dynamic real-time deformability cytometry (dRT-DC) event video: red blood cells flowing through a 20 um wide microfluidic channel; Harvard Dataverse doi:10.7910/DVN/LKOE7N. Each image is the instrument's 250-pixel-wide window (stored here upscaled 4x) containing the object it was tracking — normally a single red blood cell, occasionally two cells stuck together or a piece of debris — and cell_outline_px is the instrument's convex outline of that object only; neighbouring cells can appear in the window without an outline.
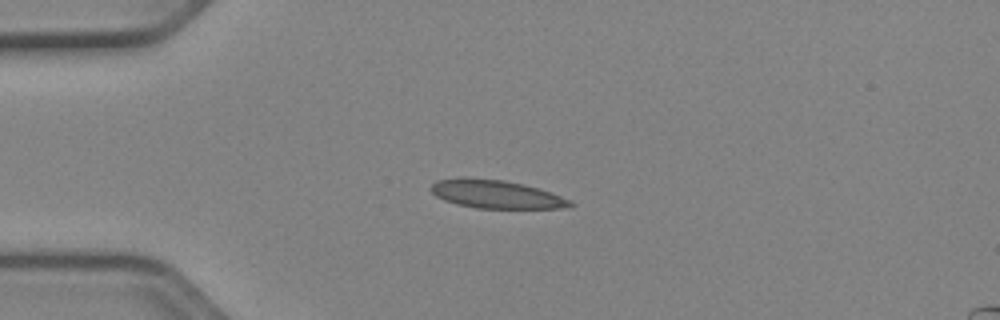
{"species": "Egyptian fruit bat (a non-hibernating species)", "species_latin": "Rousettus aegyptiacus", "temperature_condition": "cold", "stored_images_in_passage": 39, "camera_frame_rate_fps": 3000, "um_per_image_px": 0.085, "animal": {"sex": "female"}, "frame": {"image": 1, "passage_image": 1, "time_ms": 0.0, "image_size_px": [1000, 320], "cell_outline_px": [[576, 204], [560, 208], [476, 208], [456, 204], [444, 200], [436, 196], [428, 188], [436, 180], [464, 176], [504, 180], [524, 184], [572, 200]], "centroid_in_image_um": [42.09, 16.49], "position_along_channel_um": 42.9, "area_um2": 23.06}}
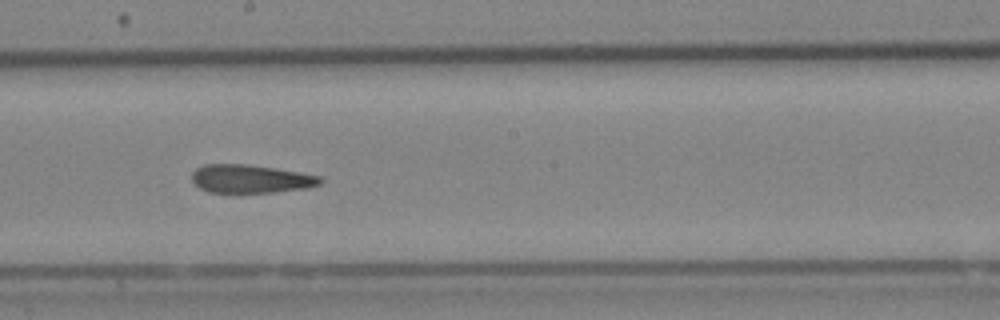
{"frame": {"image": 2, "passage_image": 17, "time_ms": 5.333, "image_size_px": [1000, 320], "cell_outline_px": [[324, 180], [320, 184], [308, 188], [276, 192], [208, 192], [200, 188], [192, 180], [192, 172], [196, 168], [204, 164], [248, 164], [276, 168], [300, 172], [320, 176]], "centroid_in_image_um": [21.33, 15.19], "position_along_channel_um": 226.9, "area_um2": 21.27}}
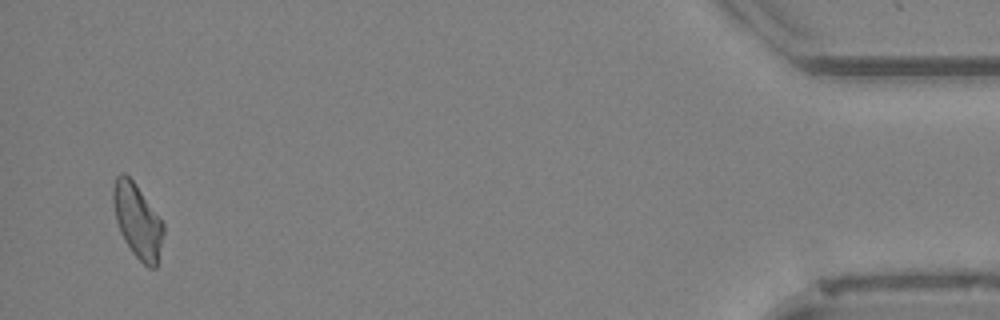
{"frame": {"image": 3, "passage_image": 38, "time_ms": 12.333, "image_size_px": [1000, 320], "cell_outline_px": [[164, 232], [156, 268], [148, 268], [132, 252], [124, 240], [120, 232], [116, 220], [112, 200], [112, 188], [116, 176], [120, 172], [124, 172], [136, 184], [164, 224]], "centroid_in_image_um": [11.67, 18.76], "position_along_channel_um": 423.5, "area_um2": 21.68}, "authors_computed_cell_mechanics": {"area_um2": 22.0218, "velocity_mm_per_s": 3.9368, "shape_relaxation_time_tau1_ms": null, "shape_relaxation_time_tau2_ms": 4.3677, "deformation_change_tau1": null, "deformation_change_tau2": 0.1273}}